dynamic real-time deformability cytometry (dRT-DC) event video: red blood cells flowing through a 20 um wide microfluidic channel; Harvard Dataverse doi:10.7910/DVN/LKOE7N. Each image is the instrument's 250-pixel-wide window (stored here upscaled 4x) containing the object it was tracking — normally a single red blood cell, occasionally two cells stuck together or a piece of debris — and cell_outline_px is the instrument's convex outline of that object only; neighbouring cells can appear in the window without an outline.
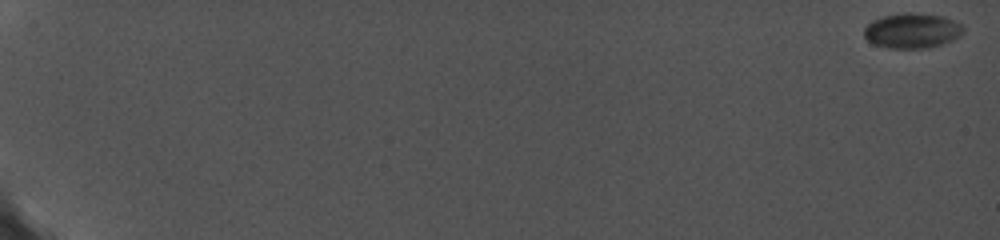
{"species": "common noctule bat (a hibernating species)", "species_latin": "Nyctalus noctula", "temperature_condition": "cold", "stored_images_in_passage": 18, "camera_frame_rate_fps": 5000, "um_per_image_px": 0.085, "animal": {"sex": "female", "body_mass_g": 19.0, "forearm_length_mm": 56.7}, "frame": {"image": 1, "passage_image": 1, "time_ms": 0.0, "image_size_px": [1000, 240], "cell_outline_px": [[964, 32], [960, 36], [952, 40], [928, 48], [888, 48], [872, 44], [864, 36], [864, 28], [872, 20], [884, 16], [904, 12], [912, 12], [944, 16], [960, 24], [964, 28]], "centroid_in_image_um": [77.52, 2.6], "position_along_channel_um": 7.5, "area_um2": 20.35}}
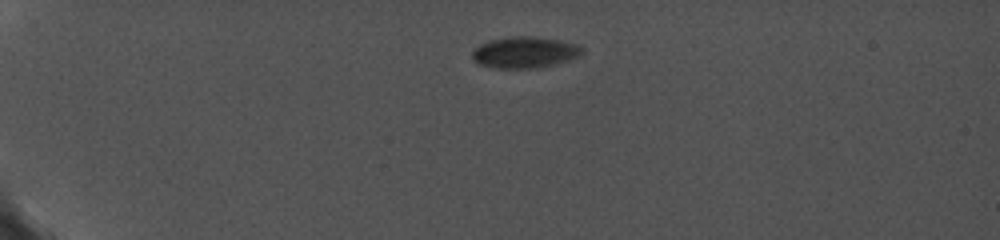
{"frame": {"image": 2, "passage_image": 7, "time_ms": 5.2, "image_size_px": [1000, 240], "cell_outline_px": [[584, 52], [580, 56], [568, 60], [552, 64], [528, 68], [496, 68], [480, 64], [472, 60], [472, 48], [488, 40], [504, 36], [536, 36], [560, 40], [580, 44], [584, 48]], "centroid_in_image_um": [44.59, 4.41], "position_along_channel_um": 40.4, "area_um2": 20.35}}
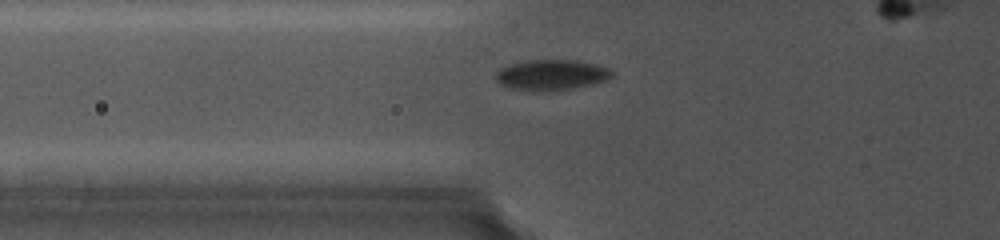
{"frame": {"image": 3, "passage_image": 10, "time_ms": 8.0, "image_size_px": [1000, 240], "cell_outline_px": [[612, 76], [604, 80], [568, 88], [512, 88], [500, 84], [496, 80], [496, 72], [508, 64], [528, 60], [576, 60], [596, 64], [608, 68], [612, 72]], "centroid_in_image_um": [46.84, 6.3], "position_along_channel_um": 79.0, "area_um2": 19.42}}